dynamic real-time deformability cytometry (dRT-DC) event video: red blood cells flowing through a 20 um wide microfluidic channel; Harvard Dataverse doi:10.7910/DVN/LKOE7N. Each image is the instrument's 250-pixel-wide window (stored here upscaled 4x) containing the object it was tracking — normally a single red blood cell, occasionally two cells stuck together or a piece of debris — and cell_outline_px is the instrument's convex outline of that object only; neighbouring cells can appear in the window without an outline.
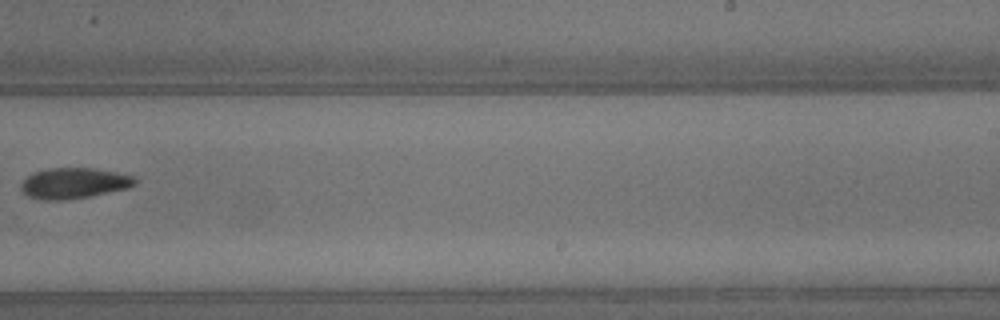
{"species": "common noctule bat (a hibernating species)", "species_latin": "Nyctalus noctula", "temperature_condition": "warm", "stored_images_in_passage": 16, "camera_frame_rate_fps": 3000, "um_per_image_px": 0.085, "animal": {"sex": "male", "body_mass_g": 13.3}, "frame": {"image": 1, "passage_image": 10, "time_ms": 3.0, "image_size_px": [1000, 320], "cell_outline_px": [[136, 184], [128, 188], [92, 196], [64, 200], [44, 200], [28, 196], [20, 188], [20, 184], [32, 172], [48, 168], [92, 168], [116, 172], [136, 176]], "centroid_in_image_um": [6.3, 15.57], "position_along_channel_um": 282.7, "area_um2": 20.52}}